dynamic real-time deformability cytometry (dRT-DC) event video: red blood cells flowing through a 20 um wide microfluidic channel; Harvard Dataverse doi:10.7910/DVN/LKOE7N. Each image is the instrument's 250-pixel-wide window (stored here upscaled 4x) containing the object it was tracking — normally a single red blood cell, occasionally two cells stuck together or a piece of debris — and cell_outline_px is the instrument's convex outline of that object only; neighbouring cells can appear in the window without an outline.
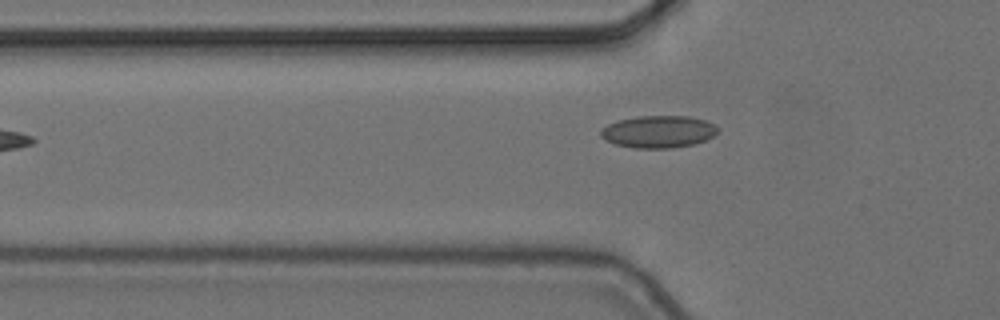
{"species": "common noctule bat (a hibernating species)", "species_latin": "Nyctalus noctula", "temperature_condition": "cold", "stored_images_in_passage": 6, "camera_frame_rate_fps": 3000, "um_per_image_px": 0.085, "animal": {"sex": "female", "body_mass_g": 24.6, "forearm_length_mm": 56.2}, "frame": {"image": 1, "passage_image": 6, "time_ms": 1.667, "image_size_px": [1000, 320], "cell_outline_px": [[720, 128], [712, 136], [704, 140], [692, 144], [672, 148], [636, 148], [616, 144], [604, 140], [600, 136], [600, 132], [608, 124], [620, 120], [636, 116], [688, 116], [704, 120]], "centroid_in_image_um": [55.94, 11.19], "position_along_channel_um": 69.9, "area_um2": 21.73}}